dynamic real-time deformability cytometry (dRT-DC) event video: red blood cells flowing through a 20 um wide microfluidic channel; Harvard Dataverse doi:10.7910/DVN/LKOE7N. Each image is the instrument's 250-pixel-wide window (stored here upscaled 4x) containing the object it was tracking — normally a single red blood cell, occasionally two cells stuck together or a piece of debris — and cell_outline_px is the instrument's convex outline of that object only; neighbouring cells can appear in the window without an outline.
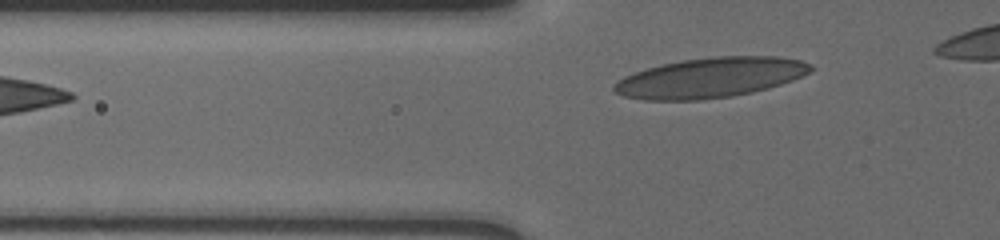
{"species": "human", "species_latin": "Homo sapiens", "temperature_condition": "cold", "stored_images_in_passage": 33, "camera_frame_rate_fps": 3000, "um_per_image_px": 0.085, "donor": {"sex": "male"}, "frame": {"image": 1, "passage_image": 3, "time_ms": 0.667, "image_size_px": [1000, 240], "cell_outline_px": [[816, 68], [792, 80], [768, 88], [752, 92], [732, 96], [696, 100], [644, 100], [624, 96], [616, 92], [612, 88], [624, 76], [648, 68], [680, 60], [716, 56], [780, 56], [800, 60], [812, 64]], "centroid_in_image_um": [60.42, 6.59], "position_along_channel_um": 65.4, "area_um2": 45.6}}
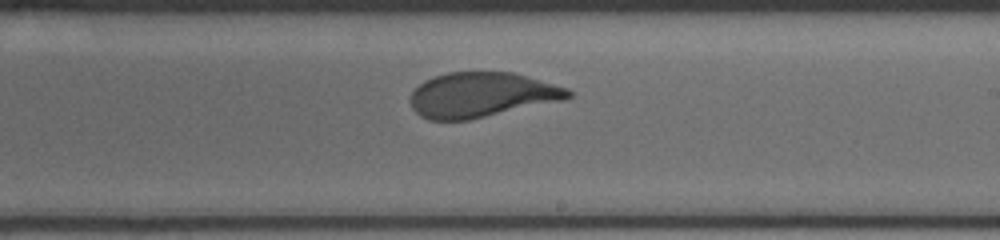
{"frame": {"image": 2, "passage_image": 19, "time_ms": 6.0, "image_size_px": [1000, 240], "cell_outline_px": [[572, 96], [560, 100], [468, 120], [428, 120], [420, 116], [412, 108], [412, 92], [424, 80], [432, 76], [448, 72], [512, 72], [568, 88], [572, 92]], "centroid_in_image_um": [40.89, 8.05], "position_along_channel_um": 248.1, "area_um2": 40.81}}
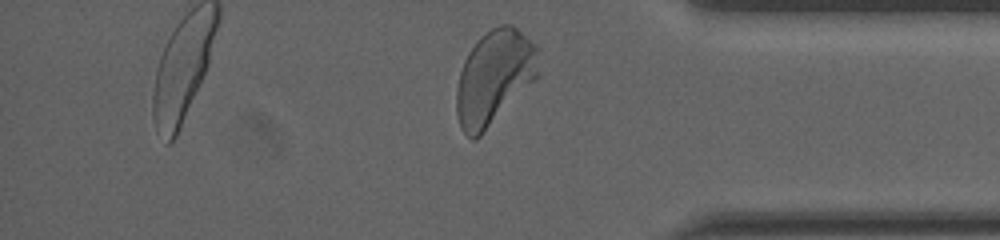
{"frame": {"image": 3, "passage_image": 32, "time_ms": 10.333, "image_size_px": [1000, 240], "cell_outline_px": [[536, 80], [480, 136], [472, 140], [460, 128], [456, 112], [456, 88], [460, 72], [464, 60], [468, 52], [492, 28], [500, 24], [512, 24], [536, 44]], "centroid_in_image_um": [41.98, 6.6], "position_along_channel_um": 393.2, "area_um2": 44.51}, "authors_computed_cell_mechanics": {"area_um2": 42.5408, "velocity_mm_per_s": 3.5735, "shape_relaxation_time_tau1_ms": 4.0682, "shape_relaxation_time_tau2_ms": null, "deformation_change_tau1": 0.1604, "deformation_change_tau2": null}}